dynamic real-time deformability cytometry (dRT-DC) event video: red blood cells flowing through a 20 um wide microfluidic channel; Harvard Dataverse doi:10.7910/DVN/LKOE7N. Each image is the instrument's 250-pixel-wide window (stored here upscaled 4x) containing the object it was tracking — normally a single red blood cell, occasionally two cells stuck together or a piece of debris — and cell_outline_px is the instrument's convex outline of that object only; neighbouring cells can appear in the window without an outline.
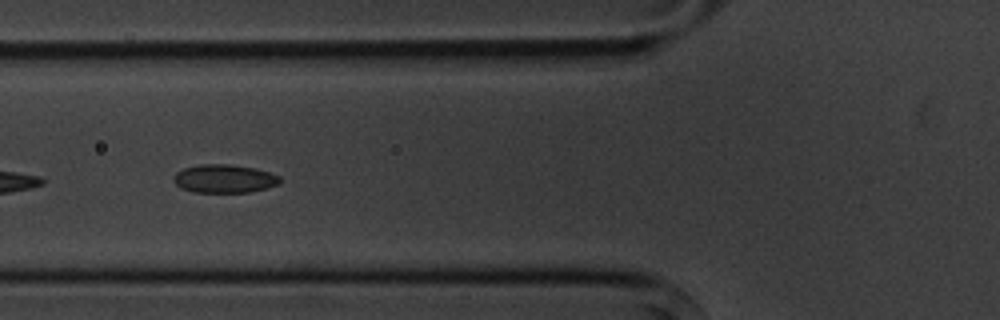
{"species": "common noctule bat (a hibernating species)", "species_latin": "Nyctalus noctula", "temperature_condition": "cold", "stored_images_in_passage": 10, "camera_frame_rate_fps": 3000, "um_per_image_px": 0.085, "animal": {"sex": "male", "body_mass_g": 20.1, "forearm_length_mm": 53.5}, "frame": {"image": 1, "passage_image": 7, "time_ms": 6.667, "image_size_px": [1000, 320], "cell_outline_px": [[280, 184], [252, 192], [192, 192], [180, 188], [172, 180], [172, 176], [176, 172], [184, 168], [200, 164], [228, 164], [256, 168], [280, 176]], "centroid_in_image_um": [19.04, 15.19], "position_along_channel_um": 106.8, "area_um2": 17.74}}
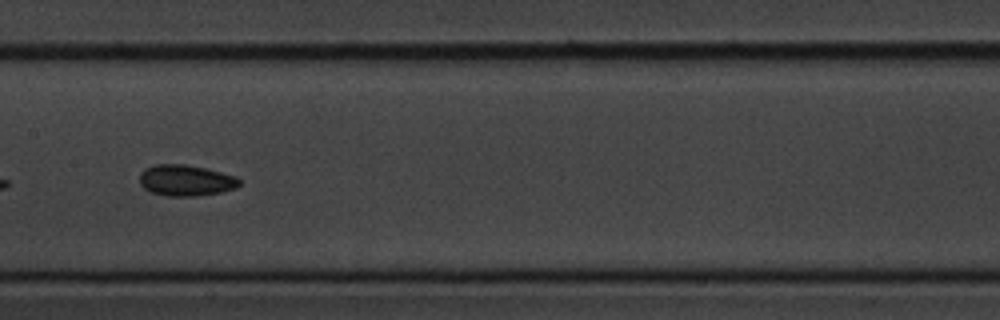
{"frame": {"image": 2, "passage_image": 9, "time_ms": 9.0, "image_size_px": [1000, 320], "cell_outline_px": [[240, 184], [236, 188], [220, 192], [196, 196], [164, 196], [148, 192], [140, 184], [140, 172], [144, 168], [156, 164], [184, 164], [204, 168], [236, 176], [240, 180]], "centroid_in_image_um": [15.75, 15.34], "position_along_channel_um": 191.6, "area_um2": 18.21}}
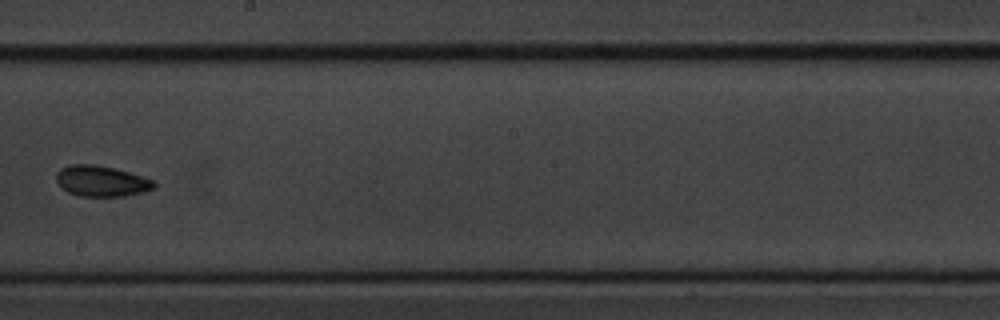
{"frame": {"image": 3, "passage_image": 10, "time_ms": 10.333, "image_size_px": [1000, 320], "cell_outline_px": [[156, 188], [144, 192], [124, 196], [80, 196], [68, 192], [60, 188], [56, 180], [56, 172], [60, 168], [68, 164], [96, 164], [128, 172], [156, 180]], "centroid_in_image_um": [8.61, 15.39], "position_along_channel_um": 239.6, "area_um2": 17.8}}